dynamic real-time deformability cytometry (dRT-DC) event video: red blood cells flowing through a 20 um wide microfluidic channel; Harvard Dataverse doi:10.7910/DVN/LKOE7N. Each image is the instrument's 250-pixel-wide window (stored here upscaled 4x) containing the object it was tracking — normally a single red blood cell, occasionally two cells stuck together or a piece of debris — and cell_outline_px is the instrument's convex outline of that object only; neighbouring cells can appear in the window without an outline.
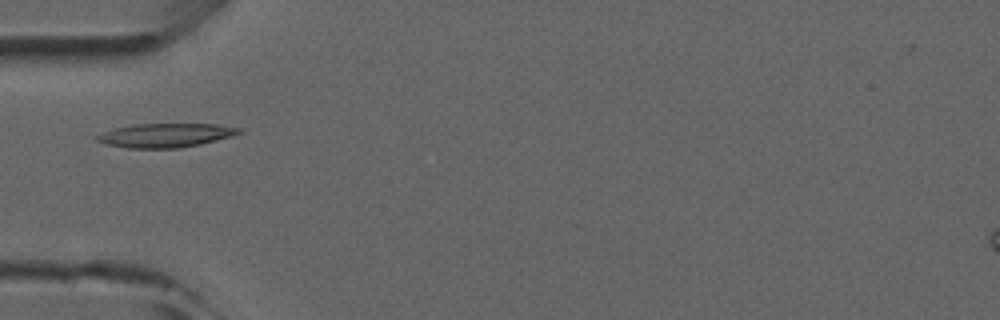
{"species": "common noctule bat (a hibernating species)", "species_latin": "Nyctalus noctula", "temperature_condition": "room temperature", "stored_images_in_passage": 4, "camera_frame_rate_fps": 3000, "um_per_image_px": 0.085, "animal": {"sex": "male", "forearm_length_mm": 52.5}, "frame": {"image": 1, "passage_image": 4, "time_ms": 3.667, "image_size_px": [1000, 320], "cell_outline_px": [[244, 132], [232, 136], [200, 144], [180, 148], [128, 148], [104, 144], [96, 140], [96, 136], [112, 128], [136, 124], [216, 124], [244, 128]], "centroid_in_image_um": [14.1, 11.5], "position_along_channel_um": 70.9, "area_um2": 19.94}}